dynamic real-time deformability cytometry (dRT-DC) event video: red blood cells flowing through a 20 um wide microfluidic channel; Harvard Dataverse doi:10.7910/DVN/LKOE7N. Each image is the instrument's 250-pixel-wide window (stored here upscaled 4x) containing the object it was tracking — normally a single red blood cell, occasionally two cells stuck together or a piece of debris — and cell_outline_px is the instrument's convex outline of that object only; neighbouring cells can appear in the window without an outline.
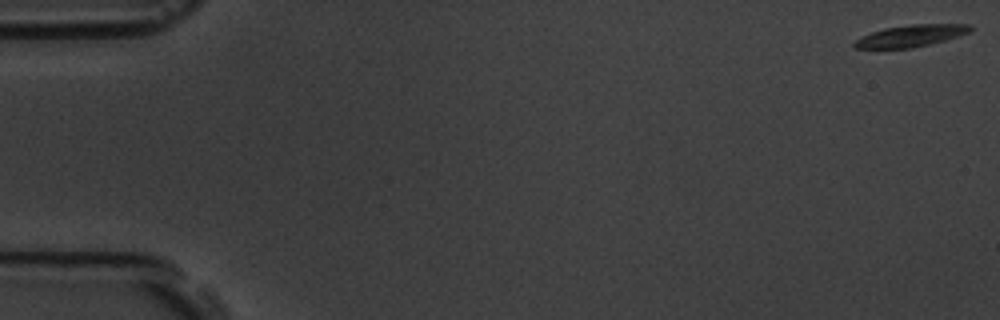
{"species": "common noctule bat (a hibernating species)", "species_latin": "Nyctalus noctula", "temperature_condition": "room temperature", "stored_images_in_passage": 15, "camera_frame_rate_fps": 3000, "um_per_image_px": 0.085, "animal": {"sex": "male", "body_mass_g": 19.5, "forearm_length_mm": 54.6}, "frame": {"image": 1, "passage_image": 1, "time_ms": 0.0, "image_size_px": [1000, 320], "cell_outline_px": [[972, 28], [968, 32], [944, 40], [912, 48], [856, 48], [852, 44], [856, 40], [872, 32], [884, 28], [912, 24], [972, 24]], "centroid_in_image_um": [77.42, 3.03], "position_along_channel_um": 7.6, "area_um2": 14.39}}
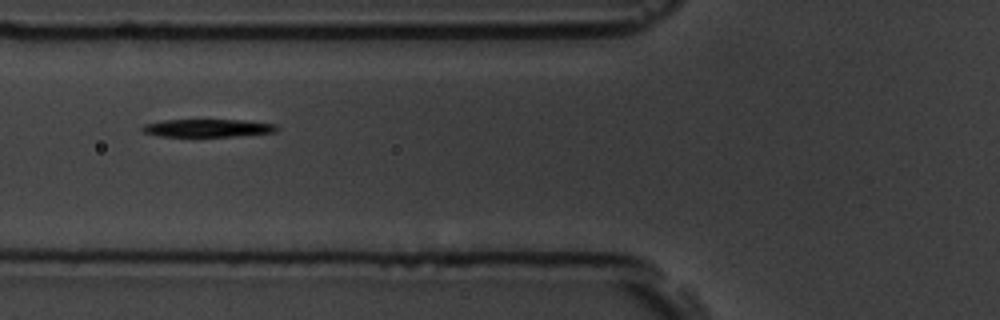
{"frame": {"image": 2, "passage_image": 6, "time_ms": 7.0, "image_size_px": [1000, 320], "cell_outline_px": [[280, 128], [276, 132], [236, 136], [160, 136], [144, 132], [140, 128], [144, 124], [164, 120], [244, 120], [276, 124]], "centroid_in_image_um": [17.7, 10.88], "position_along_channel_um": 108.1, "area_um2": 13.93}}
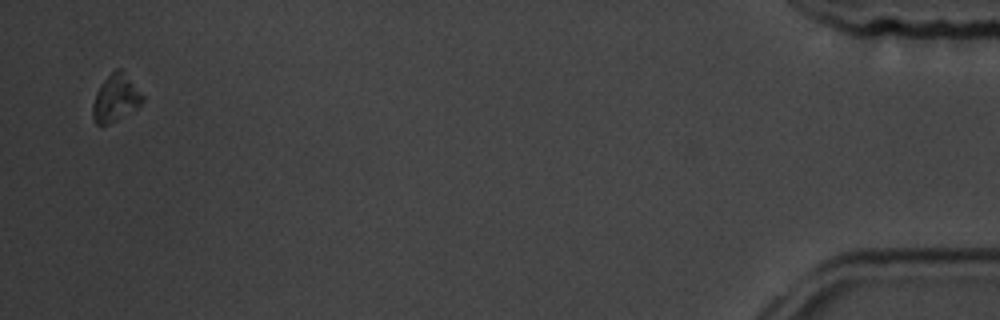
{"frame": {"image": 3, "passage_image": 15, "time_ms": 18.333, "image_size_px": [1000, 320], "cell_outline_px": [[144, 100], [136, 108], [108, 124], [96, 124], [92, 116], [92, 104], [96, 92], [100, 84], [116, 68], [120, 68], [144, 96]], "centroid_in_image_um": [9.8, 8.33], "position_along_channel_um": 425.4, "area_um2": 13.35}, "authors_computed_cell_mechanics": {"area_um2": 14.3922, "velocity_mm_per_s": 3.5746, "shape_relaxation_time_tau1_ms": 1.111, "shape_relaxation_time_tau2_ms": null, "deformation_change_tau1": 0.1207, "deformation_change_tau2": null}}